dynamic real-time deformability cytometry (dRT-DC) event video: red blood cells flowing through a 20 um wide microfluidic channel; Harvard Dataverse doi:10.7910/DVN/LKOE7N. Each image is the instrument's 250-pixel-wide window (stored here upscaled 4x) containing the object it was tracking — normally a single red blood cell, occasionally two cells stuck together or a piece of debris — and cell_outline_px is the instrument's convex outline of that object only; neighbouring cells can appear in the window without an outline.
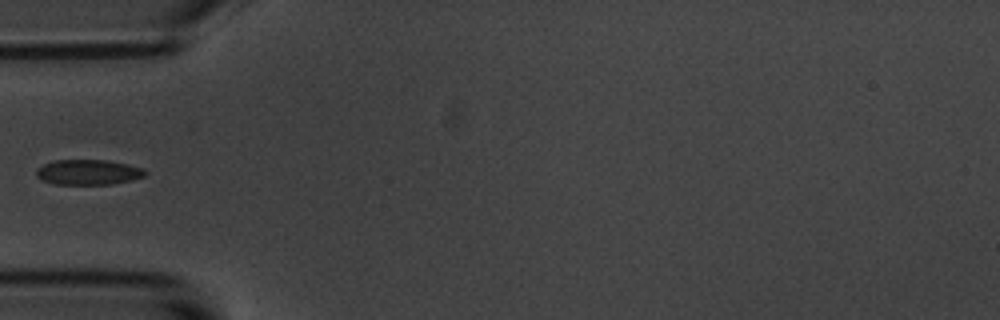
{"species": "common noctule bat (a hibernating species)", "species_latin": "Nyctalus noctula", "temperature_condition": "room temperature", "stored_images_in_passage": 15, "segment_of_instrument_passage": [2, 2], "camera_frame_rate_fps": 3000, "um_per_image_px": 0.085, "animal": {"sex": "male", "body_mass_g": 20.1, "forearm_length_mm": 53.5}, "frame": {"image": 1, "passage_image": 5, "time_ms": 5.333, "image_size_px": [1000, 320], "cell_outline_px": [[148, 172], [144, 176], [132, 180], [112, 184], [52, 184], [36, 176], [36, 168], [52, 160], [104, 160], [128, 164], [144, 168]], "centroid_in_image_um": [7.51, 14.63], "position_along_channel_um": 77.5, "area_um2": 16.07}}
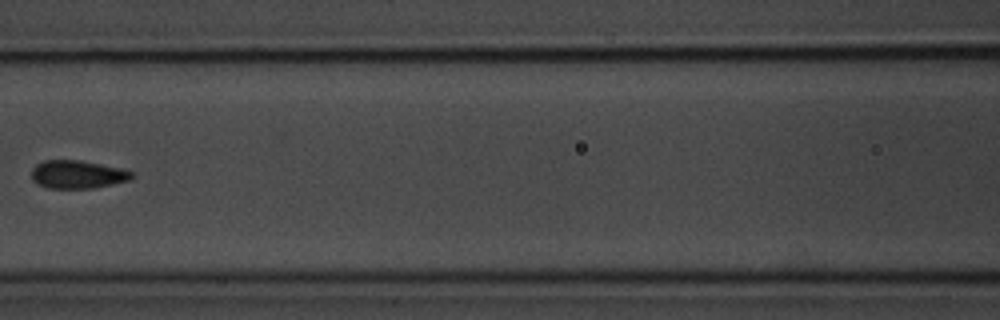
{"frame": {"image": 2, "passage_image": 7, "time_ms": 7.667, "image_size_px": [1000, 320], "cell_outline_px": [[132, 176], [128, 180], [112, 184], [92, 188], [48, 188], [36, 184], [32, 180], [32, 168], [36, 164], [44, 160], [80, 160], [120, 168], [132, 172]], "centroid_in_image_um": [6.52, 14.82], "position_along_channel_um": 160.1, "area_um2": 16.3}}